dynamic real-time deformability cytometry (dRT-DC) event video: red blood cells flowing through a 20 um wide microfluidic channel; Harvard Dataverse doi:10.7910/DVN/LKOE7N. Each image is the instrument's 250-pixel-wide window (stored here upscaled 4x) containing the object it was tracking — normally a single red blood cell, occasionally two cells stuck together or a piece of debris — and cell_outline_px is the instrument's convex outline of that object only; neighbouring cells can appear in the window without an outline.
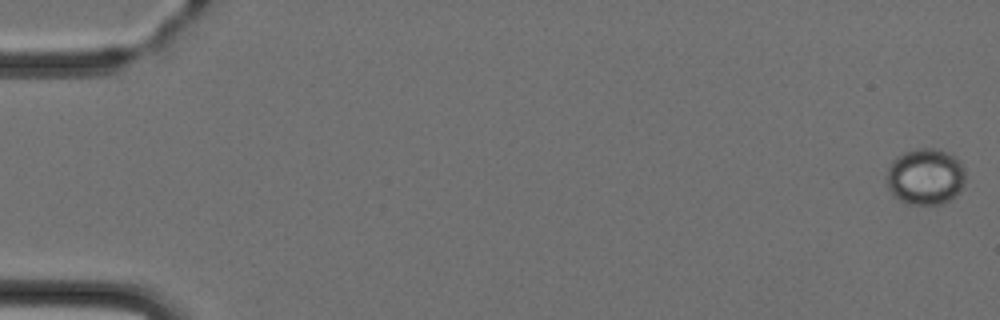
{"species": "Egyptian fruit bat (a non-hibernating species)", "species_latin": "Rousettus aegyptiacus", "temperature_condition": "cold", "stored_images_in_passage": 5, "camera_frame_rate_fps": 3000, "um_per_image_px": 0.085, "animal": {"sex": "female"}, "frame": {"image": 1, "passage_image": 1, "time_ms": 0.0, "image_size_px": [1000, 320], "cell_outline_px": [[964, 184], [956, 196], [940, 204], [908, 204], [892, 196], [888, 188], [888, 164], [896, 156], [904, 152], [920, 148], [936, 148], [956, 156], [964, 168]], "centroid_in_image_um": [78.65, 15.0], "position_along_channel_um": 6.3, "area_um2": 26.01}}